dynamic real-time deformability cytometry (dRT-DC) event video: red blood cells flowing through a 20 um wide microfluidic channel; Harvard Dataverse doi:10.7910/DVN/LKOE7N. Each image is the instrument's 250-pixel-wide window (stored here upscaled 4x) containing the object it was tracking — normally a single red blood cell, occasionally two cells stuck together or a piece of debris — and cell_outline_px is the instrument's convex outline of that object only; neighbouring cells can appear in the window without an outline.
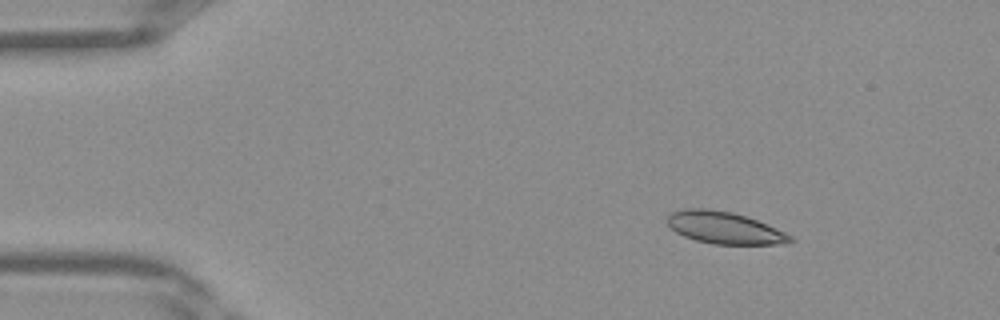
{"species": "Egyptian fruit bat (a non-hibernating species)", "species_latin": "Rousettus aegyptiacus", "temperature_condition": "warm", "stored_images_in_passage": 39, "camera_frame_rate_fps": 3000, "um_per_image_px": 0.085, "frame": {"image": 1, "passage_image": 5, "time_ms": 1.333, "image_size_px": [1000, 320], "cell_outline_px": [[796, 240], [788, 244], [712, 244], [696, 240], [684, 236], [676, 232], [668, 224], [668, 216], [672, 212], [684, 208], [708, 208], [732, 212], [756, 220], [784, 232], [792, 236]], "centroid_in_image_um": [61.59, 19.37], "position_along_channel_um": 23.4, "area_um2": 22.83}}
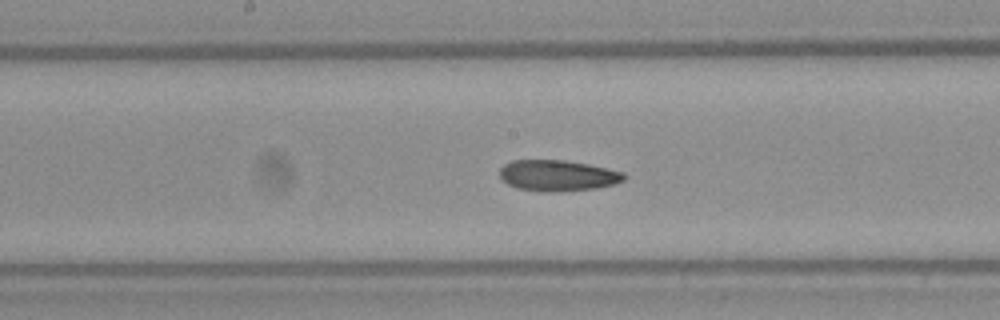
{"frame": {"image": 2, "passage_image": 20, "time_ms": 6.333, "image_size_px": [1000, 320], "cell_outline_px": [[628, 176], [624, 180], [612, 184], [596, 188], [548, 192], [516, 188], [500, 180], [500, 168], [504, 164], [512, 160], [564, 160], [588, 164], [608, 168], [624, 172]], "centroid_in_image_um": [47.39, 14.91], "position_along_channel_um": 200.8, "area_um2": 22.48}}
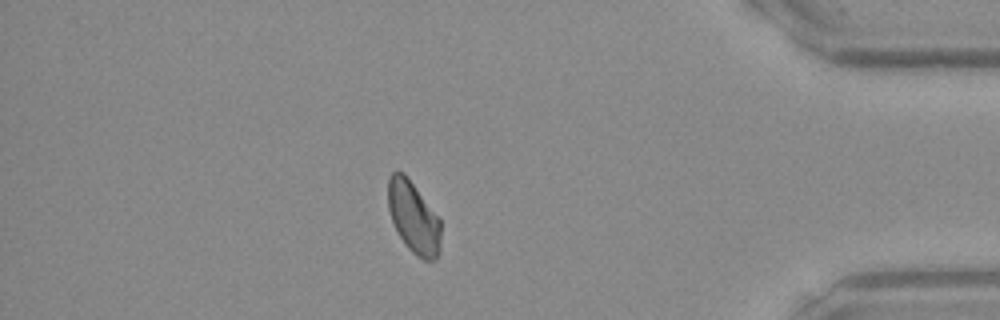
{"frame": {"image": 3, "passage_image": 34, "time_ms": 11.0, "image_size_px": [1000, 320], "cell_outline_px": [[440, 248], [436, 260], [424, 260], [416, 256], [408, 248], [400, 236], [392, 220], [388, 208], [388, 176], [396, 168], [404, 172], [440, 220]], "centroid_in_image_um": [35.13, 18.45], "position_along_channel_um": 400.1, "area_um2": 21.96}}